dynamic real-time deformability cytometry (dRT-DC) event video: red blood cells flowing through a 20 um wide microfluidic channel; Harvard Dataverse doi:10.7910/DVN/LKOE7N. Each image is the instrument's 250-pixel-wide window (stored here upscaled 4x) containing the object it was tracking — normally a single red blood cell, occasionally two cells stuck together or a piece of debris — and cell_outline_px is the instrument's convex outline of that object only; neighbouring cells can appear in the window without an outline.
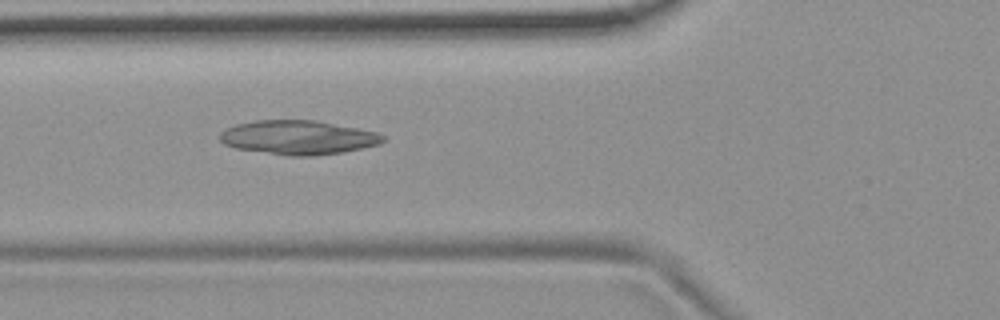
{"species": "common noctule bat (a hibernating species)", "species_latin": "Nyctalus noctula", "temperature_condition": "room temperature", "stored_images_in_passage": 3, "camera_frame_rate_fps": 3000, "um_per_image_px": 0.085, "animal": {"sex": "female", "body_mass_g": 19.9}, "frame": {"image": 1, "passage_image": 2, "time_ms": 1.0, "image_size_px": [1000, 320], "cell_outline_px": [[384, 140], [380, 144], [340, 152], [312, 156], [288, 156], [236, 148], [224, 144], [220, 140], [220, 132], [236, 124], [256, 120], [316, 120], [376, 132], [384, 136]], "centroid_in_image_um": [25.31, 11.68], "position_along_channel_um": 100.5, "area_um2": 32.14}}
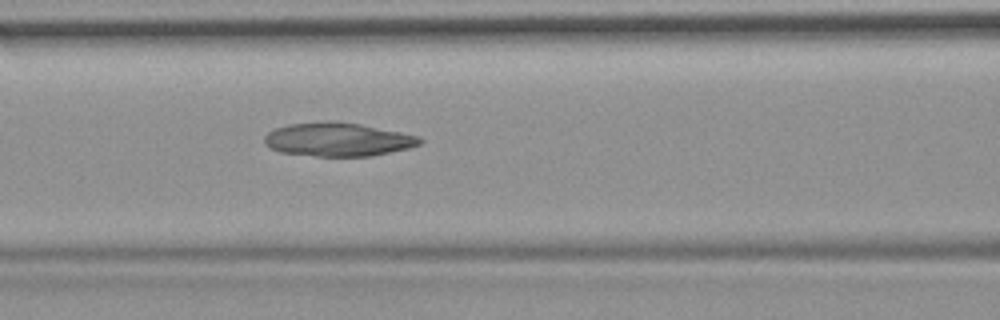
{"frame": {"image": 2, "passage_image": 3, "time_ms": 2.0, "image_size_px": [1000, 320], "cell_outline_px": [[424, 140], [420, 144], [408, 148], [372, 156], [316, 156], [280, 152], [264, 144], [264, 136], [268, 132], [276, 128], [288, 124], [328, 120], [332, 120], [360, 124], [420, 136]], "centroid_in_image_um": [28.71, 11.85], "position_along_channel_um": 137.9, "area_um2": 30.52}}